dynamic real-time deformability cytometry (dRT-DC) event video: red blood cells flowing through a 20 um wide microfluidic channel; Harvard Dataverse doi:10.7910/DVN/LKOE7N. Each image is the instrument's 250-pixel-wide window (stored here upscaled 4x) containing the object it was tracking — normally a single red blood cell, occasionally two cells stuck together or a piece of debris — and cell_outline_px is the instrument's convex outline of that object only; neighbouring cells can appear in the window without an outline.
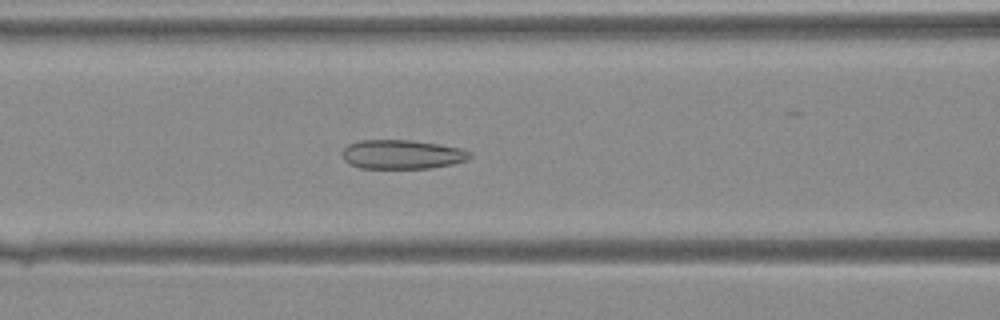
{"species": "Egyptian fruit bat (a non-hibernating species)", "species_latin": "Rousettus aegyptiacus", "temperature_condition": "warm", "stored_images_in_passage": 28, "camera_frame_rate_fps": 3000, "um_per_image_px": 0.085, "animal": {"sex": "female"}, "frame": {"image": 1, "passage_image": 5, "time_ms": 1.333, "image_size_px": [1000, 320], "cell_outline_px": [[472, 156], [464, 160], [452, 164], [428, 168], [360, 168], [348, 164], [344, 160], [340, 152], [348, 144], [360, 140], [412, 140], [440, 144], [464, 148], [472, 152]], "centroid_in_image_um": [34.16, 13.11], "position_along_channel_um": 132.4, "area_um2": 21.91}}
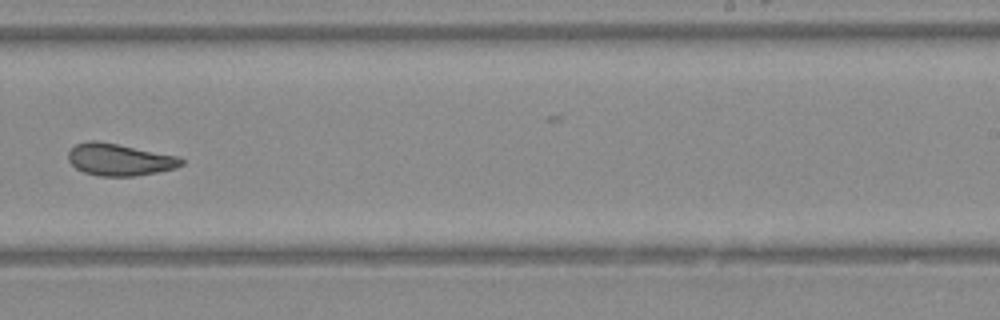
{"frame": {"image": 2, "passage_image": 14, "time_ms": 4.333, "image_size_px": [1000, 320], "cell_outline_px": [[184, 164], [176, 168], [136, 176], [96, 176], [84, 172], [76, 168], [68, 160], [68, 152], [76, 144], [88, 140], [96, 140], [180, 156], [184, 160]], "centroid_in_image_um": [10.17, 13.57], "position_along_channel_um": 278.8, "area_um2": 21.21}}
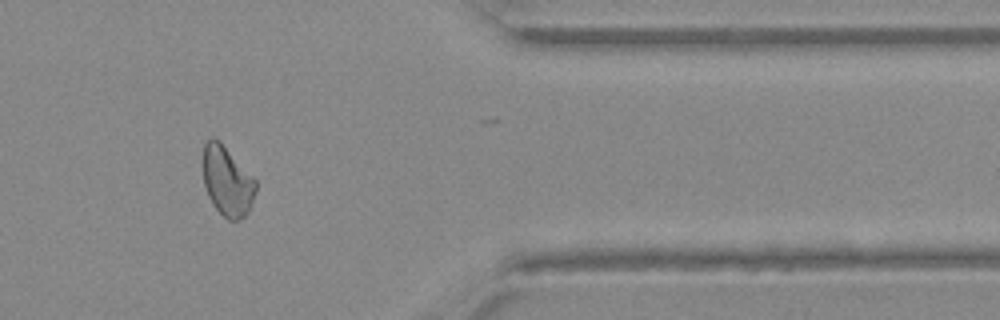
{"frame": {"image": 3, "passage_image": 22, "time_ms": 7.0, "image_size_px": [1000, 320], "cell_outline_px": [[256, 192], [248, 212], [240, 220], [228, 220], [212, 204], [208, 196], [204, 184], [200, 160], [204, 144], [208, 140], [220, 140], [256, 180]], "centroid_in_image_um": [19.28, 15.38], "position_along_channel_um": 392.1, "area_um2": 21.73}}